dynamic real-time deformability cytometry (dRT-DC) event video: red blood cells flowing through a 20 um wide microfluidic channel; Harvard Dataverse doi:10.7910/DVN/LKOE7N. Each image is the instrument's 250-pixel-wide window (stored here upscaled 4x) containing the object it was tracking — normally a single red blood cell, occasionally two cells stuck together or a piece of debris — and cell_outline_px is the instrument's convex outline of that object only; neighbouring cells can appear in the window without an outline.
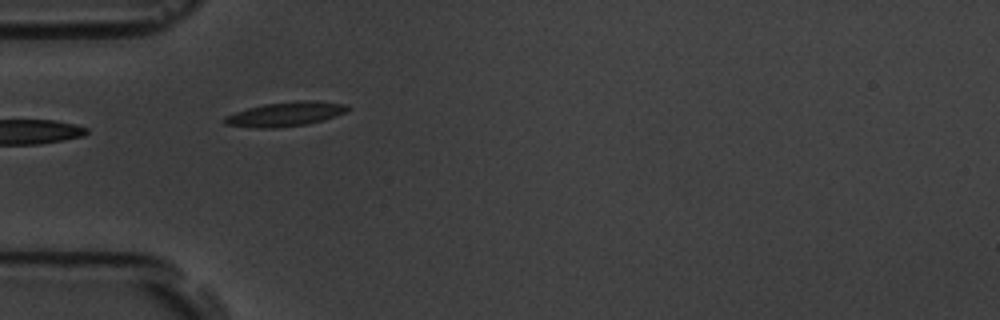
{"species": "common noctule bat (a hibernating species)", "species_latin": "Nyctalus noctula", "temperature_condition": "room temperature", "stored_images_in_passage": 6, "camera_frame_rate_fps": 3000, "um_per_image_px": 0.085, "animal": {"sex": "male", "body_mass_g": 19.5, "forearm_length_mm": 54.6}, "frame": {"image": 1, "passage_image": 4, "time_ms": 3.333, "image_size_px": [1000, 320], "cell_outline_px": [[352, 108], [336, 116], [324, 120], [308, 124], [276, 128], [252, 128], [224, 124], [220, 120], [224, 116], [248, 108], [264, 104], [300, 100], [316, 100], [348, 104]], "centroid_in_image_um": [24.27, 9.7], "position_along_channel_um": 60.7, "area_um2": 17.8}}
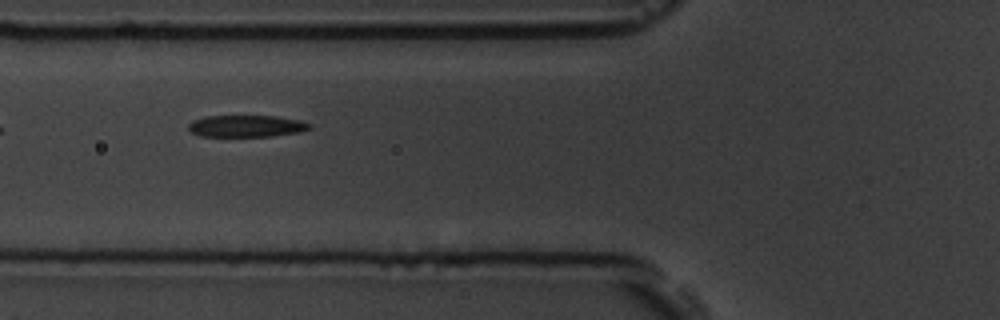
{"frame": {"image": 2, "passage_image": 5, "time_ms": 4.667, "image_size_px": [1000, 320], "cell_outline_px": [[312, 128], [300, 132], [272, 136], [200, 136], [192, 132], [188, 128], [188, 124], [192, 120], [204, 116], [276, 116], [300, 120], [312, 124]], "centroid_in_image_um": [20.96, 10.71], "position_along_channel_um": 104.8, "area_um2": 15.49}}
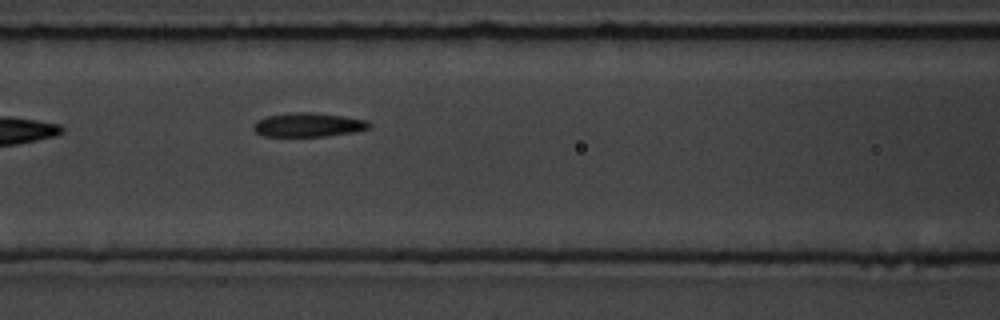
{"frame": {"image": 3, "passage_image": 6, "time_ms": 5.667, "image_size_px": [1000, 320], "cell_outline_px": [[372, 124], [368, 128], [352, 132], [328, 136], [264, 136], [256, 132], [252, 128], [252, 124], [256, 120], [268, 116], [292, 112], [312, 112], [344, 116], [368, 120]], "centroid_in_image_um": [26.19, 10.6], "position_along_channel_um": 140.4, "area_um2": 16.24}}